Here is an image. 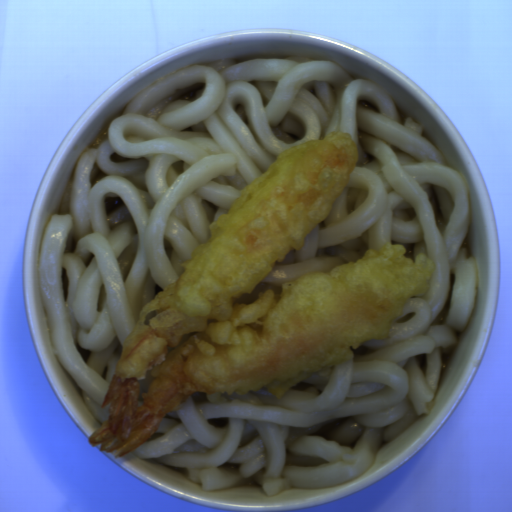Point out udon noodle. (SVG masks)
<instances>
[{"label":"udon noodle","instance_id":"udon-noodle-1","mask_svg":"<svg viewBox=\"0 0 512 512\" xmlns=\"http://www.w3.org/2000/svg\"><path fill=\"white\" fill-rule=\"evenodd\" d=\"M351 134L357 163L324 221L275 262L250 305L283 282L356 264L402 244L435 264L424 296L408 299L391 339L350 347L326 379L313 373L280 399L268 389L193 393L131 455L187 470L205 492L254 481L284 489L351 483L421 416L430 415L442 356H452L474 310L479 263L462 248L470 186L424 127L382 87L334 60L222 58L144 88L86 148L59 213L44 230L41 305L57 361L99 423L124 342L140 310L183 273L243 188L284 152L328 133Z\"/></svg>","mask_w":512,"mask_h":512}]
</instances>
